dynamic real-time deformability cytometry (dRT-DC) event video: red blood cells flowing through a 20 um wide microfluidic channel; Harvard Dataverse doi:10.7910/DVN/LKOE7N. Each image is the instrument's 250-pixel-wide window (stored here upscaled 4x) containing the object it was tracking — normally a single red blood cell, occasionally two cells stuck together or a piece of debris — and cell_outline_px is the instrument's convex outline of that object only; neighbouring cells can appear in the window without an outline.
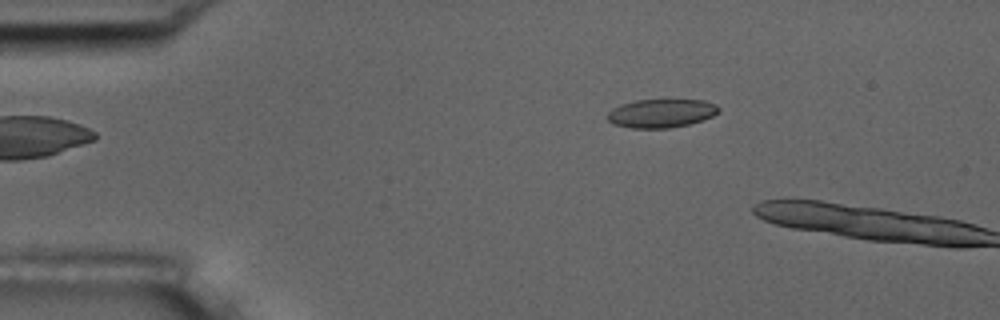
{"species": "common noctule bat (a hibernating species)", "species_latin": "Nyctalus noctula", "temperature_condition": "room temperature", "stored_images_in_passage": 3, "camera_frame_rate_fps": 3000, "um_per_image_px": 0.085, "animal": {"sex": "male", "body_mass_g": 17.5, "forearm_length_mm": 52.3}, "frame": {"image": 1, "passage_image": 3, "time_ms": 2.333, "image_size_px": [1000, 320], "cell_outline_px": [[720, 112], [712, 116], [688, 124], [672, 128], [632, 128], [612, 124], [608, 120], [608, 112], [612, 108], [620, 104], [636, 100], [704, 100], [716, 104], [720, 108]], "centroid_in_image_um": [56.2, 9.63], "position_along_channel_um": 28.8, "area_um2": 18.55}}